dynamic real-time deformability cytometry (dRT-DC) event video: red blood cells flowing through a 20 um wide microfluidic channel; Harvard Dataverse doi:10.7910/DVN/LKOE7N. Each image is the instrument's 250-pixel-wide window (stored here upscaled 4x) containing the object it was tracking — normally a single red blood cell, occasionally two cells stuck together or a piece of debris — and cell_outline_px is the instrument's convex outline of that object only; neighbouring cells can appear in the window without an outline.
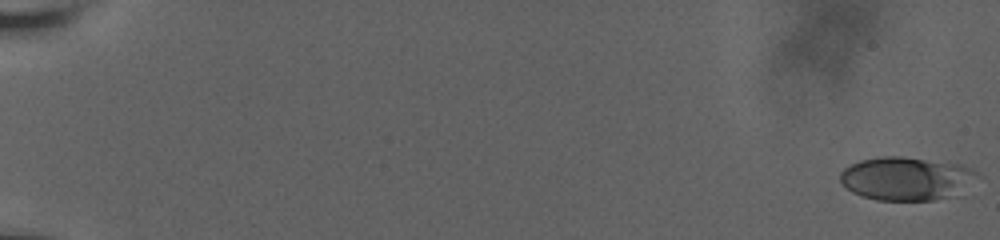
{"species": "human", "species_latin": "Homo sapiens", "temperature_condition": "room temperature", "stored_images_in_passage": 32, "camera_frame_rate_fps": 3000, "um_per_image_px": 0.085, "donor": {"sex": "male"}, "frame": {"image": 1, "passage_image": 1, "time_ms": 0.0, "image_size_px": [1000, 240], "cell_outline_px": [[980, 176], [944, 196], [932, 200], [876, 200], [852, 192], [840, 180], [840, 172], [844, 168], [860, 160], [884, 156], [900, 156], [960, 164], [976, 172]], "centroid_in_image_um": [76.92, 15.15], "position_along_channel_um": 8.1, "area_um2": 33.47}}
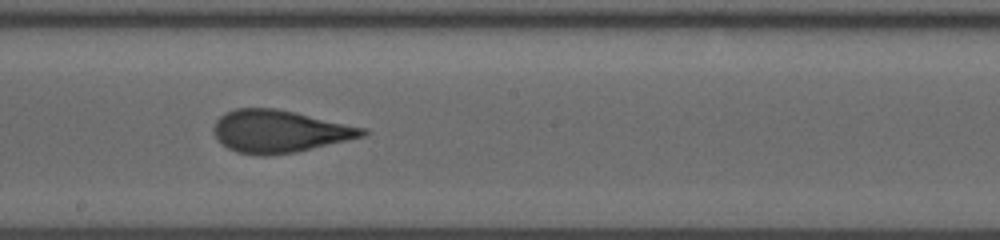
{"frame": {"image": 2, "passage_image": 18, "time_ms": 12.0, "image_size_px": [1000, 240], "cell_outline_px": [[368, 132], [364, 136], [348, 140], [296, 152], [264, 156], [260, 156], [236, 152], [220, 144], [212, 128], [216, 120], [224, 112], [236, 108], [276, 108], [296, 112], [364, 128]], "centroid_in_image_um": [23.7, 11.16], "position_along_channel_um": 224.5, "area_um2": 36.82}}
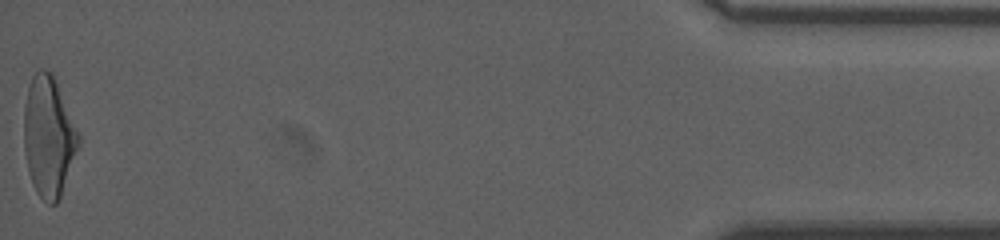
{"frame": {"image": 3, "passage_image": 32, "time_ms": 20.0, "image_size_px": [1000, 240], "cell_outline_px": [[80, 144], [60, 196], [56, 204], [48, 204], [36, 192], [32, 184], [24, 152], [24, 104], [28, 88], [32, 76], [40, 68], [44, 68], [52, 72], [80, 136]], "centroid_in_image_um": [4.12, 11.6], "position_along_channel_um": 431.1, "area_um2": 38.09}, "authors_computed_cell_mechanics": {"area_um2": 36.4718, "velocity_mm_per_s": 3.6531, "shape_relaxation_time_tau1_ms": 4.8843, "shape_relaxation_time_tau2_ms": 0.7565, "deformation_change_tau1": 0.1715, "deformation_change_tau2": 0.0675}}